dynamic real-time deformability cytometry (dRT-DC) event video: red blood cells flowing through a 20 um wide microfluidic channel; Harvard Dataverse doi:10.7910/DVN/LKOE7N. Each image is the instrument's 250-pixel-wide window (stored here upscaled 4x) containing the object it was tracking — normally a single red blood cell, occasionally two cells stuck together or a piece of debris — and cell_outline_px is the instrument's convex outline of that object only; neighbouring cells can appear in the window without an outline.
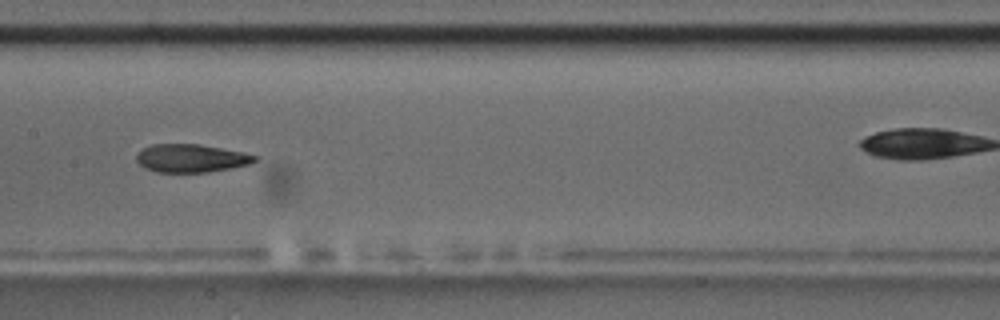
{"species": "common noctule bat (a hibernating species)", "species_latin": "Nyctalus noctula", "temperature_condition": "room temperature", "stored_images_in_passage": 10, "camera_frame_rate_fps": 3000, "um_per_image_px": 0.085, "animal": {"sex": "male", "body_mass_g": 17.5, "forearm_length_mm": 52.3}, "frame": {"image": 1, "passage_image": 9, "time_ms": 9.333, "image_size_px": [1000, 320], "cell_outline_px": [[260, 156], [256, 160], [248, 164], [232, 168], [208, 172], [156, 172], [144, 168], [136, 160], [136, 152], [152, 144], [200, 144], [244, 152]], "centroid_in_image_um": [16.24, 13.44], "position_along_channel_um": 191.2, "area_um2": 19.54}}